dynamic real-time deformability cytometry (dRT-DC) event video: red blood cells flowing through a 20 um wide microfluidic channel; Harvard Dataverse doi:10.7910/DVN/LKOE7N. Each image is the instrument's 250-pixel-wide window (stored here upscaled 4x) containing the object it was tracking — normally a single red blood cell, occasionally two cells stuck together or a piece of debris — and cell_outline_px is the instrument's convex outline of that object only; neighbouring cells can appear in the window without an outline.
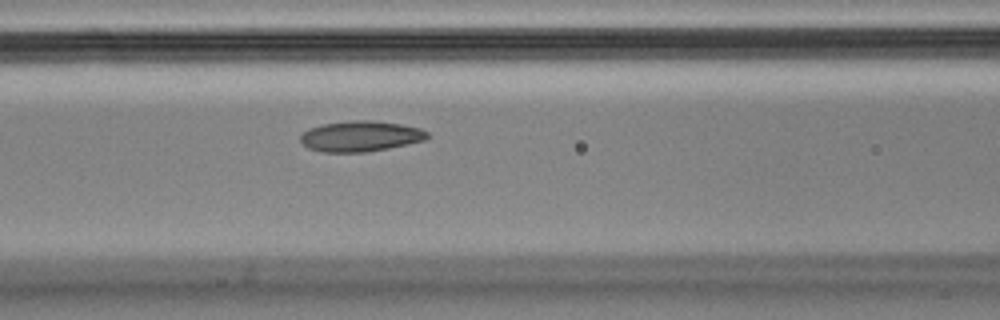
{"species": "Egyptian fruit bat (a non-hibernating species)", "species_latin": "Rousettus aegyptiacus", "temperature_condition": "cold", "stored_images_in_passage": 42, "camera_frame_rate_fps": 3000, "um_per_image_px": 0.085, "animal": {"sex": "male"}, "frame": {"image": 1, "passage_image": 8, "time_ms": 2.333, "image_size_px": [1000, 320], "cell_outline_px": [[428, 136], [424, 140], [408, 144], [388, 148], [364, 152], [320, 152], [308, 148], [300, 140], [300, 136], [308, 128], [324, 124], [356, 120], [372, 120], [400, 124], [420, 128], [428, 132]], "centroid_in_image_um": [30.63, 11.58], "position_along_channel_um": 136.0, "area_um2": 22.48}}
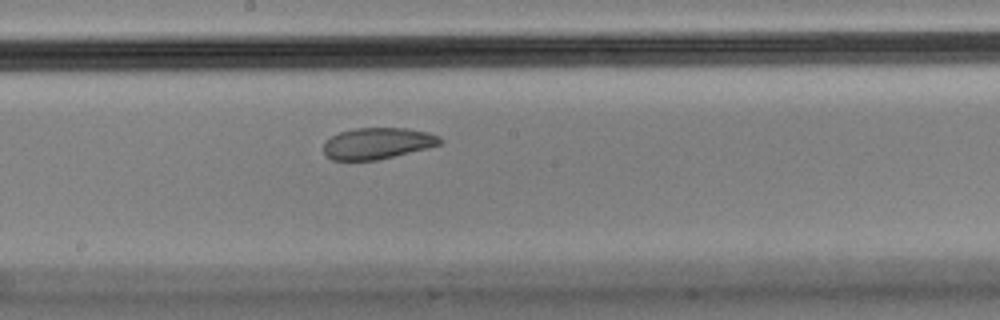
{"frame": {"image": 2, "passage_image": 15, "time_ms": 4.667, "image_size_px": [1000, 320], "cell_outline_px": [[444, 140], [440, 144], [428, 148], [376, 160], [332, 160], [324, 156], [324, 144], [332, 136], [340, 132], [356, 128], [408, 128], [428, 132], [440, 136]], "centroid_in_image_um": [32.11, 12.18], "position_along_channel_um": 216.1, "area_um2": 21.27}}
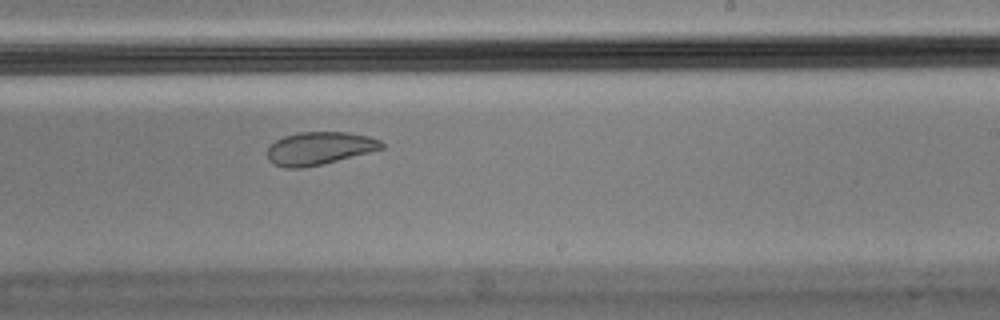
{"frame": {"image": 3, "passage_image": 19, "time_ms": 6.0, "image_size_px": [1000, 320], "cell_outline_px": [[384, 148], [324, 164], [300, 168], [288, 168], [276, 164], [268, 160], [268, 148], [276, 140], [284, 136], [296, 132], [348, 132], [368, 136], [380, 140], [384, 144]], "centroid_in_image_um": [27.16, 12.6], "position_along_channel_um": 261.8, "area_um2": 21.79}, "authors_computed_cell_mechanics": {"area_um2": 23.3801, "velocity_mm_per_s": 3.4401, "shape_relaxation_time_tau1_ms": null, "shape_relaxation_time_tau2_ms": 1.7671, "deformation_change_tau1": null, "deformation_change_tau2": 0.0547}}